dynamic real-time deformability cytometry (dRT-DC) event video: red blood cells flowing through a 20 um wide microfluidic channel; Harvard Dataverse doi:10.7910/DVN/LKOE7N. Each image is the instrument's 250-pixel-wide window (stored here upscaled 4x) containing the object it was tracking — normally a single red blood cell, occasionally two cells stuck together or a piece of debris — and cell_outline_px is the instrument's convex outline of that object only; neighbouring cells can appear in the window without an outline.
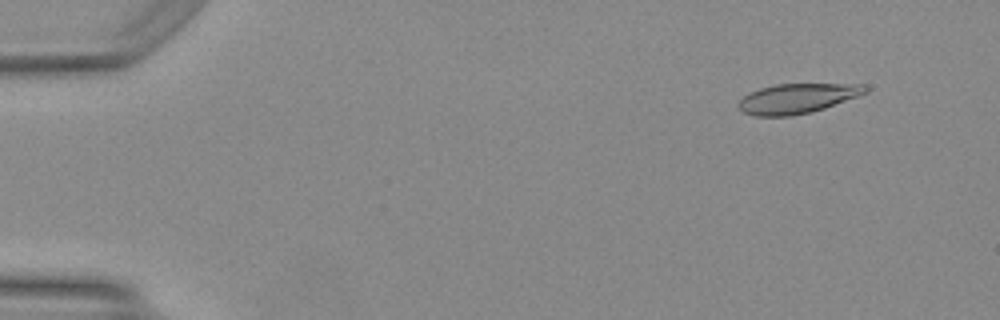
{"species": "Egyptian fruit bat (a non-hibernating species)", "species_latin": "Rousettus aegyptiacus", "temperature_condition": "warm", "stored_images_in_passage": 48, "camera_frame_rate_fps": 3000, "um_per_image_px": 0.085, "animal": {"sex": "female"}, "frame": {"image": 1, "passage_image": 3, "time_ms": 0.667, "image_size_px": [1000, 320], "cell_outline_px": [[868, 92], [824, 108], [812, 112], [792, 116], [756, 116], [744, 112], [736, 104], [748, 92], [760, 88], [776, 84], [864, 84], [868, 88]], "centroid_in_image_um": [67.75, 8.37], "position_along_channel_um": 17.3, "area_um2": 21.96}}
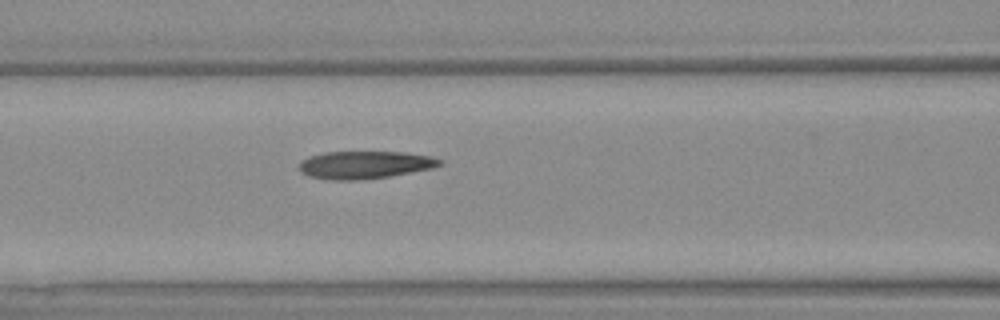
{"frame": {"image": 2, "passage_image": 20, "time_ms": 6.333, "image_size_px": [1000, 320], "cell_outline_px": [[440, 164], [432, 168], [388, 176], [356, 180], [332, 180], [308, 176], [300, 172], [300, 160], [308, 156], [324, 152], [404, 152], [428, 156], [440, 160]], "centroid_in_image_um": [30.91, 14.01], "position_along_channel_um": 135.7, "area_um2": 22.37}}
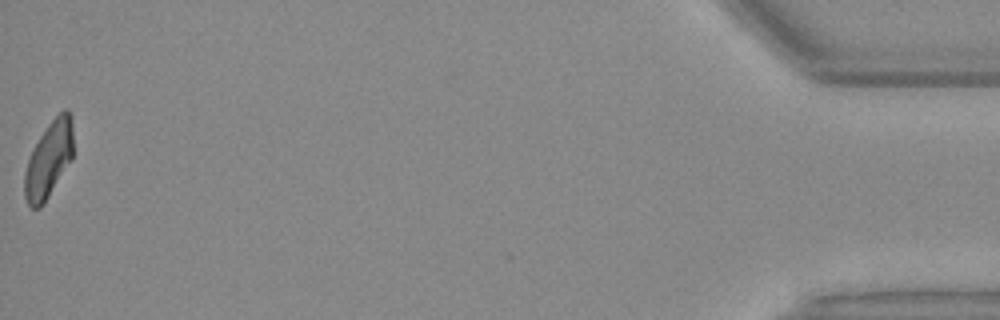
{"frame": {"image": 3, "passage_image": 48, "time_ms": 15.667, "image_size_px": [1000, 320], "cell_outline_px": [[72, 160], [44, 204], [40, 208], [32, 208], [28, 204], [24, 196], [24, 172], [28, 160], [40, 136], [48, 124], [64, 108], [68, 108], [72, 116]], "centroid_in_image_um": [4.15, 13.58], "position_along_channel_um": 431.0, "area_um2": 21.62}, "authors_computed_cell_mechanics": {"area_um2": 22.5709, "velocity_mm_per_s": 4.1803, "shape_relaxation_time_tau1_ms": null, "shape_relaxation_time_tau2_ms": 2.5728, "deformation_change_tau1": null, "deformation_change_tau2": 0.1106}}